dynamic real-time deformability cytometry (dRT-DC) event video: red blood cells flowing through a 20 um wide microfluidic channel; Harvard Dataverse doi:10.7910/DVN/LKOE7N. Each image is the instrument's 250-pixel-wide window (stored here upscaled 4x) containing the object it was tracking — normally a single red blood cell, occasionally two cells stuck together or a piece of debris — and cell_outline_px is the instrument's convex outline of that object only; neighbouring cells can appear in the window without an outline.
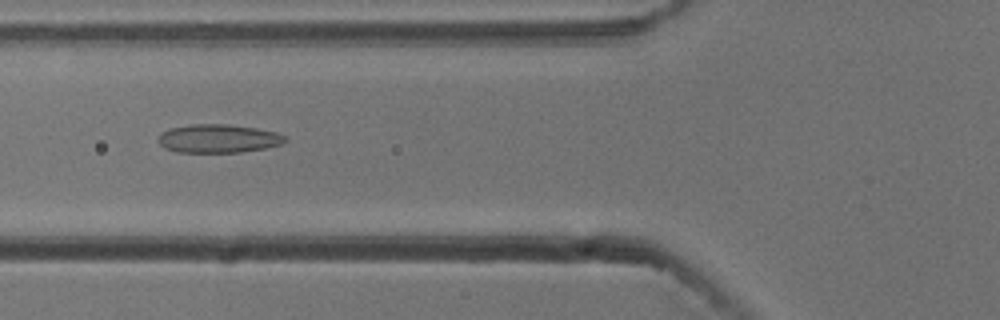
{"species": "common noctule bat (a hibernating species)", "species_latin": "Nyctalus noctula", "temperature_condition": "cold", "stored_images_in_passage": 53, "camera_frame_rate_fps": 3000, "um_per_image_px": 0.085, "animal": {"sex": "male", "body_mass_g": 13.3}, "frame": {"image": 1, "passage_image": 19, "time_ms": 6.0, "image_size_px": [1000, 320], "cell_outline_px": [[288, 140], [280, 144], [264, 148], [240, 152], [176, 152], [164, 148], [156, 140], [160, 132], [172, 128], [192, 124], [228, 124], [256, 128], [276, 132], [284, 136]], "centroid_in_image_um": [18.51, 11.77], "position_along_channel_um": 107.3, "area_um2": 21.04}}
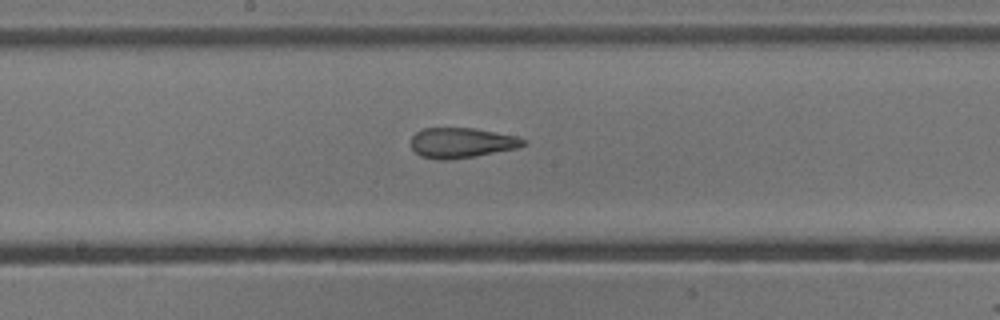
{"frame": {"image": 2, "passage_image": 27, "time_ms": 8.667, "image_size_px": [1000, 320], "cell_outline_px": [[528, 144], [516, 148], [476, 156], [452, 160], [440, 160], [420, 156], [412, 148], [412, 136], [416, 132], [424, 128], [472, 128], [516, 136], [528, 140]], "centroid_in_image_um": [39.25, 12.14], "position_along_channel_um": 208.9, "area_um2": 19.77}}
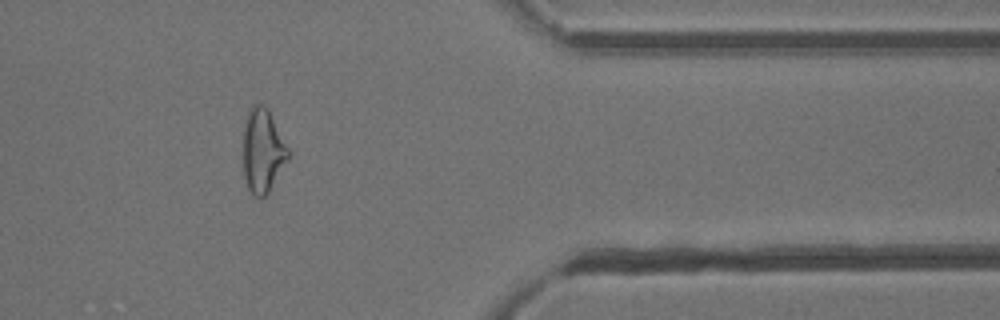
{"frame": {"image": 3, "passage_image": 43, "time_ms": 14.0, "image_size_px": [1000, 320], "cell_outline_px": [[288, 160], [268, 192], [260, 200], [252, 196], [248, 188], [244, 176], [244, 128], [248, 112], [252, 104], [264, 104], [268, 108], [288, 148]], "centroid_in_image_um": [22.32, 12.83], "position_along_channel_um": 389.1, "area_um2": 21.85}, "authors_computed_cell_mechanics": {"area_um2": 22.1374, "velocity_mm_per_s": 3.7813, "shape_relaxation_time_tau1_ms": null, "shape_relaxation_time_tau2_ms": 1.9968, "deformation_change_tau1": null, "deformation_change_tau2": 0.1034}}